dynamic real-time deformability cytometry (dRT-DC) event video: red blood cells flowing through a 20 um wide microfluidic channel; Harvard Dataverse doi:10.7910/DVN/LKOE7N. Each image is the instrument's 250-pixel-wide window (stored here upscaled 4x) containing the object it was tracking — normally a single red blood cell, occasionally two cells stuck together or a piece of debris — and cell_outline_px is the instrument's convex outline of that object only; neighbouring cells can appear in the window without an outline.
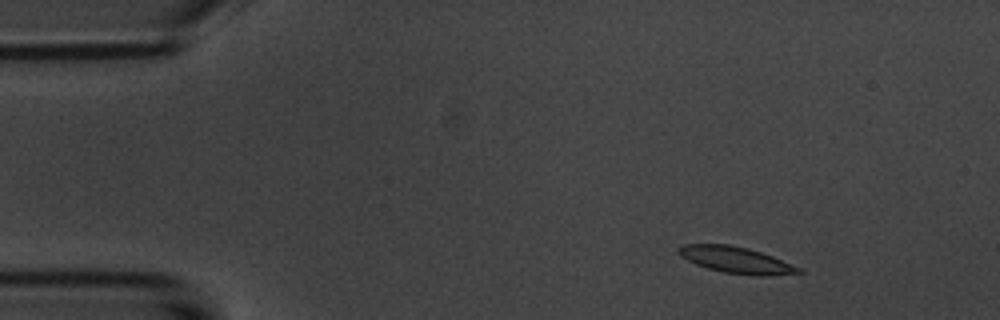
{"species": "common noctule bat (a hibernating species)", "species_latin": "Nyctalus noctula", "temperature_condition": "room temperature", "stored_images_in_passage": 4, "camera_frame_rate_fps": 3000, "um_per_image_px": 0.085, "animal": {"sex": "male", "body_mass_g": 20.1, "forearm_length_mm": 53.5}, "frame": {"image": 1, "passage_image": 2, "time_ms": 1.667, "image_size_px": [1000, 320], "cell_outline_px": [[804, 272], [764, 276], [756, 276], [724, 272], [708, 268], [696, 264], [680, 256], [676, 252], [676, 248], [680, 244], [728, 244], [748, 248], [772, 256], [804, 268]], "centroid_in_image_um": [62.56, 22.09], "position_along_channel_um": 22.4, "area_um2": 18.61}}